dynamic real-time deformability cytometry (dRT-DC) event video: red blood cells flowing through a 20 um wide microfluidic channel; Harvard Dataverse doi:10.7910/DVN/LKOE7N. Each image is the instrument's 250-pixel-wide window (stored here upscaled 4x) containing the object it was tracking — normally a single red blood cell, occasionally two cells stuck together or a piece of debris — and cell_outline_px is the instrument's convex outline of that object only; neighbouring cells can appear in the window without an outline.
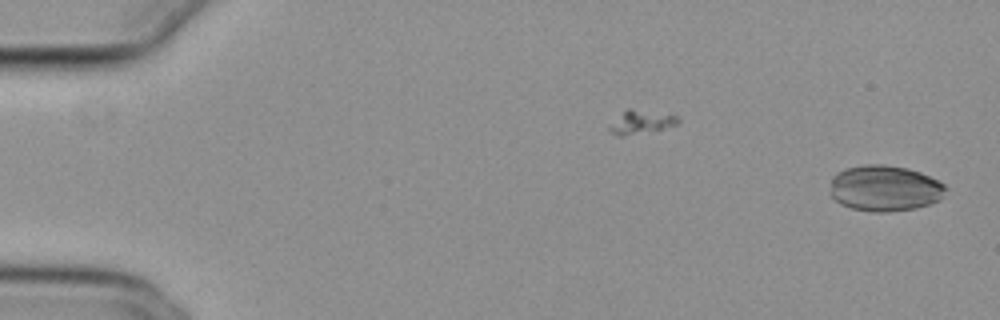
{"species": "common noctule bat (a hibernating species)", "species_latin": "Nyctalus noctula", "temperature_condition": "cold", "stored_images_in_passage": 54, "camera_frame_rate_fps": 3000, "um_per_image_px": 0.085, "animal": {"sex": "female", "body_mass_g": 29.2, "forearm_length_mm": 56.3}, "frame": {"image": 1, "passage_image": 1, "time_ms": 0.0, "image_size_px": [1000, 320], "cell_outline_px": [[948, 188], [940, 200], [916, 208], [888, 212], [872, 212], [852, 208], [840, 204], [832, 196], [832, 176], [836, 172], [844, 168], [864, 164], [884, 164], [908, 168], [920, 172], [940, 180]], "centroid_in_image_um": [75.23, 15.99], "position_along_channel_um": 9.8, "area_um2": 31.21}}
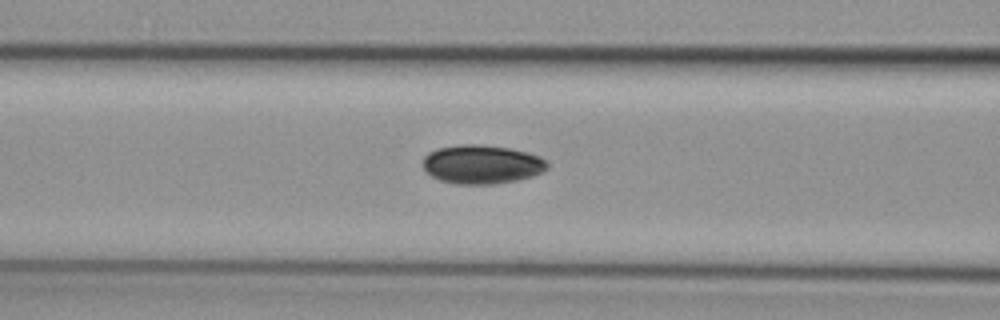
{"frame": {"image": 2, "passage_image": 22, "time_ms": 7.0, "image_size_px": [1000, 320], "cell_outline_px": [[548, 168], [532, 176], [516, 180], [492, 184], [456, 184], [440, 180], [432, 176], [424, 168], [424, 156], [428, 152], [440, 148], [460, 144], [480, 144], [508, 148], [528, 152], [540, 156], [548, 164]], "centroid_in_image_um": [40.95, 13.96], "position_along_channel_um": 125.6, "area_um2": 27.98}}
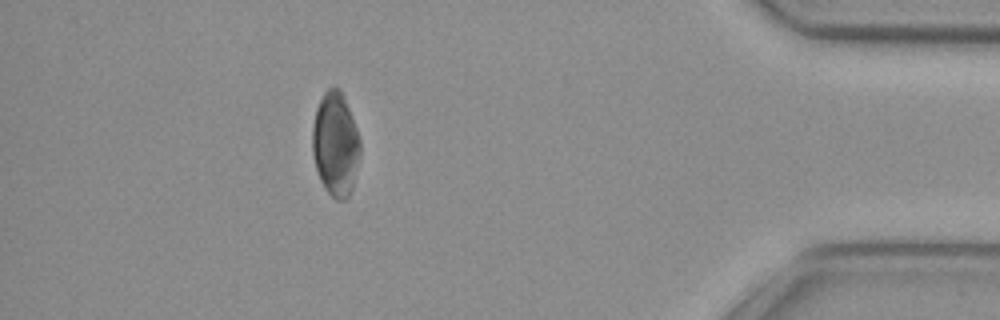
{"frame": {"image": 3, "passage_image": 48, "time_ms": 15.667, "image_size_px": [1000, 320], "cell_outline_px": [[360, 156], [352, 188], [348, 196], [344, 200], [336, 200], [324, 188], [320, 180], [316, 168], [312, 152], [312, 128], [316, 108], [324, 92], [328, 88], [340, 88], [344, 96], [356, 128], [360, 140]], "centroid_in_image_um": [28.51, 12.26], "position_along_channel_um": 406.7, "area_um2": 28.9}, "authors_computed_cell_mechanics": {"area_um2": 28.3509, "velocity_mm_per_s": 3.8035, "shape_relaxation_time_tau1_ms": 5.2128, "shape_relaxation_time_tau2_ms": null, "deformation_change_tau1": 0.0767, "deformation_change_tau2": null}}